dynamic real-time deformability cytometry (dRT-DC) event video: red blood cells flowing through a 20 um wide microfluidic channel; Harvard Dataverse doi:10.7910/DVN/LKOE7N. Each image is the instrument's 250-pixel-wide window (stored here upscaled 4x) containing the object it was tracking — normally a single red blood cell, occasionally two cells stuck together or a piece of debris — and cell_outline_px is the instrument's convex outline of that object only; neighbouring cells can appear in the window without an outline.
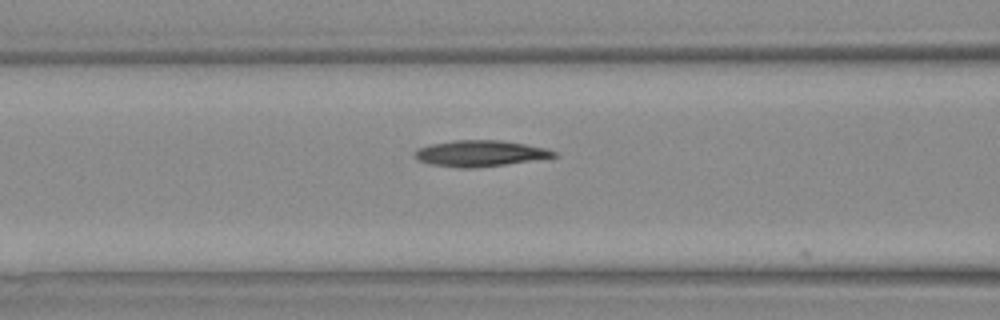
{"species": "Egyptian fruit bat (a non-hibernating species)", "species_latin": "Rousettus aegyptiacus", "temperature_condition": "warm", "stored_images_in_passage": 27, "camera_frame_rate_fps": 3000, "um_per_image_px": 0.085, "animal": {"sex": "female"}, "frame": {"image": 1, "passage_image": 9, "time_ms": 2.667, "image_size_px": [1000, 320], "cell_outline_px": [[560, 156], [476, 168], [460, 168], [428, 164], [420, 160], [416, 156], [416, 152], [420, 148], [428, 144], [456, 140], [500, 140], [524, 144], [544, 148], [556, 152]], "centroid_in_image_um": [40.81, 13.04], "position_along_channel_um": 125.8, "area_um2": 20.87}}